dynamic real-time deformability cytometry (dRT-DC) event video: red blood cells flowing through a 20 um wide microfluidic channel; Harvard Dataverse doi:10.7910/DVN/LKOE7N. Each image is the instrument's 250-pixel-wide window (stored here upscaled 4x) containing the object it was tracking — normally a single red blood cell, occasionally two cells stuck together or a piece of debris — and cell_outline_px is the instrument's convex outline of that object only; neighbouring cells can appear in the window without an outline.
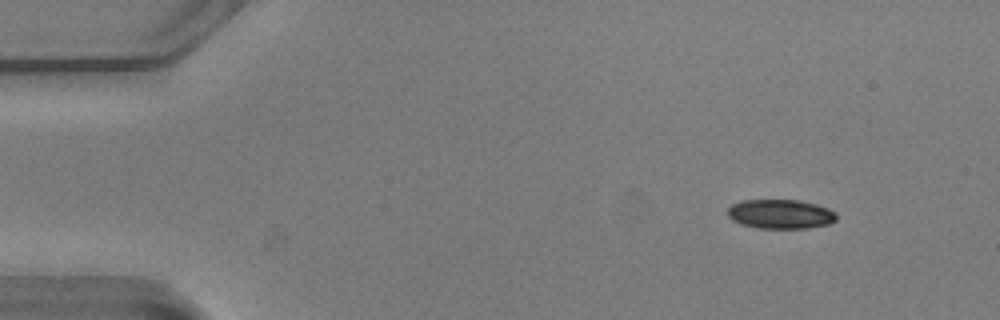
{"species": "common noctule bat (a hibernating species)", "species_latin": "Nyctalus noctula", "temperature_condition": "warm", "stored_images_in_passage": 49, "camera_frame_rate_fps": 3000, "um_per_image_px": 0.085, "animal": {"sex": "male", "body_mass_g": 20.5, "forearm_length_mm": 52.5}, "frame": {"image": 1, "passage_image": 1, "time_ms": 0.0, "image_size_px": [1000, 320], "cell_outline_px": [[836, 220], [828, 224], [808, 228], [756, 228], [740, 224], [732, 220], [728, 216], [728, 208], [732, 204], [744, 200], [800, 200], [816, 204], [828, 208], [836, 212]], "centroid_in_image_um": [66.34, 18.2], "position_along_channel_um": 18.7, "area_um2": 18.67}}
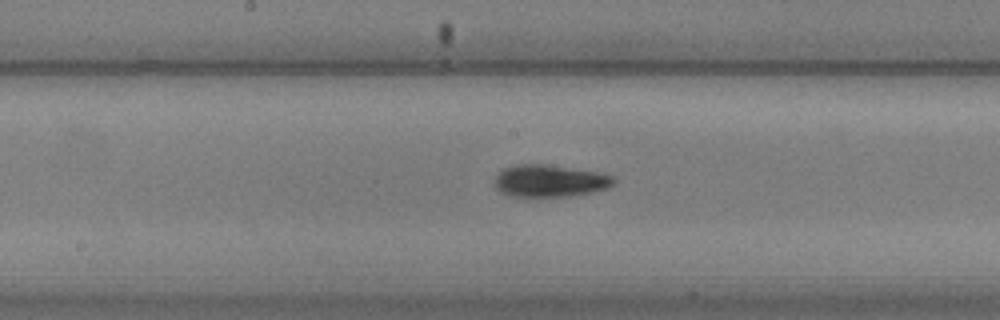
{"frame": {"image": 2, "passage_image": 23, "time_ms": 7.333, "image_size_px": [1000, 320], "cell_outline_px": [[616, 184], [608, 188], [568, 196], [508, 196], [500, 192], [492, 184], [496, 176], [504, 168], [516, 164], [544, 164], [604, 172], [616, 176]], "centroid_in_image_um": [46.76, 15.36], "position_along_channel_um": 201.4, "area_um2": 22.66}}
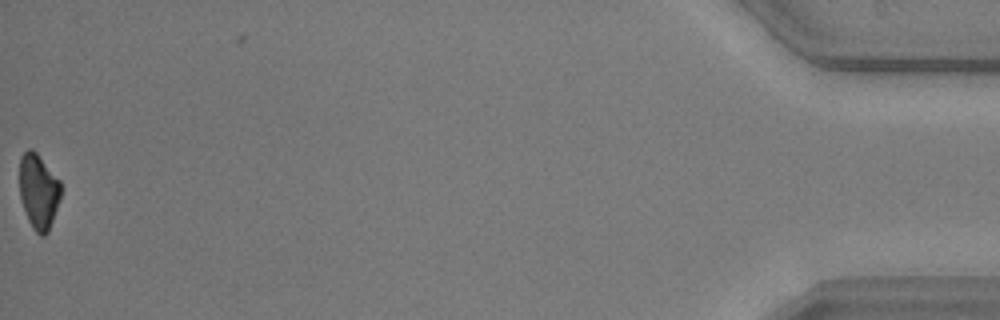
{"frame": {"image": 3, "passage_image": 49, "time_ms": 16.0, "image_size_px": [1000, 320], "cell_outline_px": [[64, 188], [60, 200], [48, 232], [44, 236], [40, 236], [32, 228], [28, 220], [20, 196], [20, 156], [28, 148], [32, 148], [36, 152], [60, 180]], "centroid_in_image_um": [3.31, 16.26], "position_along_channel_um": 431.9, "area_um2": 18.32}, "authors_computed_cell_mechanics": {"area_um2": 21.2126, "velocity_mm_per_s": 3.7995, "shape_relaxation_time_tau1_ms": 3.9363, "shape_relaxation_time_tau2_ms": 4.6059, "deformation_change_tau1": 0.1569, "deformation_change_tau2": 0.0816}}